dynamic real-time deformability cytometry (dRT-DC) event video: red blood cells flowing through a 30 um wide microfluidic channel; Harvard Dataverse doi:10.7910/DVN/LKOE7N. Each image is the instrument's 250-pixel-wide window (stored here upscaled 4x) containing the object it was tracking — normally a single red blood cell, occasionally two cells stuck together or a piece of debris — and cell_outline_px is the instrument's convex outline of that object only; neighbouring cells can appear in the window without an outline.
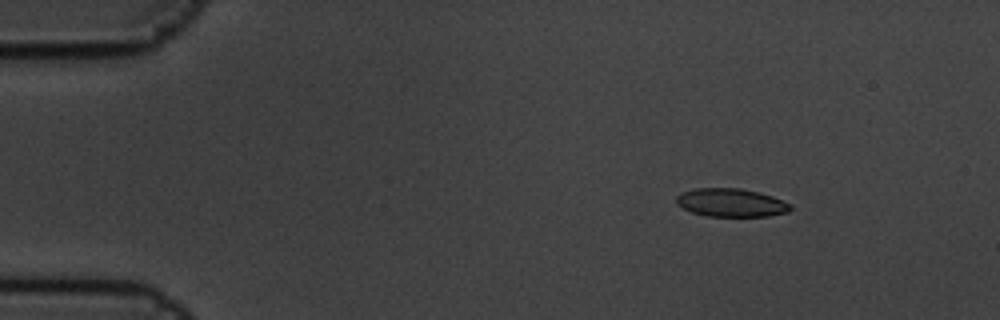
{"species": "common noctule bat (a hibernating species)", "species_latin": "Nyctalus noctula", "temperature_condition": "cold", "stored_images_in_passage": 6, "camera_frame_rate_fps": 3000, "um_per_image_px": 0.085, "animal": {"sex": "male", "body_mass_g": 19.5, "forearm_length_mm": 54.6}, "frame": {"image": 1, "passage_image": 1, "time_ms": 0.0, "image_size_px": [1000, 320], "cell_outline_px": [[792, 208], [788, 212], [768, 216], [708, 216], [692, 212], [676, 204], [676, 196], [684, 192], [696, 188], [740, 188], [760, 192], [772, 196], [792, 204]], "centroid_in_image_um": [62.17, 17.22], "position_along_channel_um": 22.8, "area_um2": 18.79}}
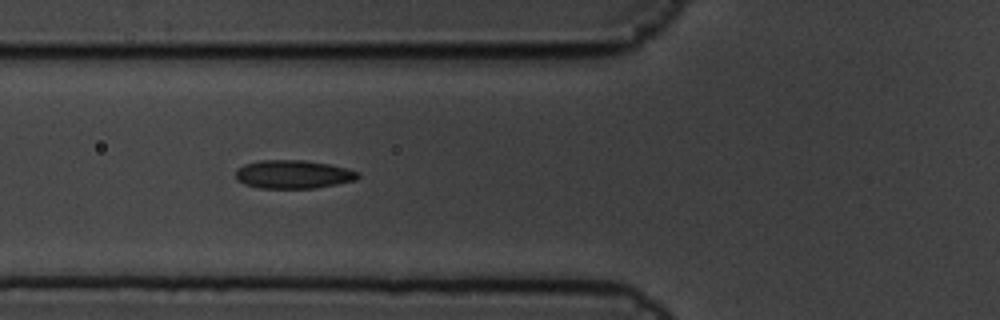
{"frame": {"image": 2, "passage_image": 5, "time_ms": 1.333, "image_size_px": [1000, 320], "cell_outline_px": [[360, 176], [356, 180], [316, 188], [260, 188], [244, 184], [236, 180], [236, 172], [244, 164], [260, 160], [304, 160], [328, 164], [348, 168], [360, 172]], "centroid_in_image_um": [24.95, 14.82], "position_along_channel_um": 100.9, "area_um2": 20.29}}
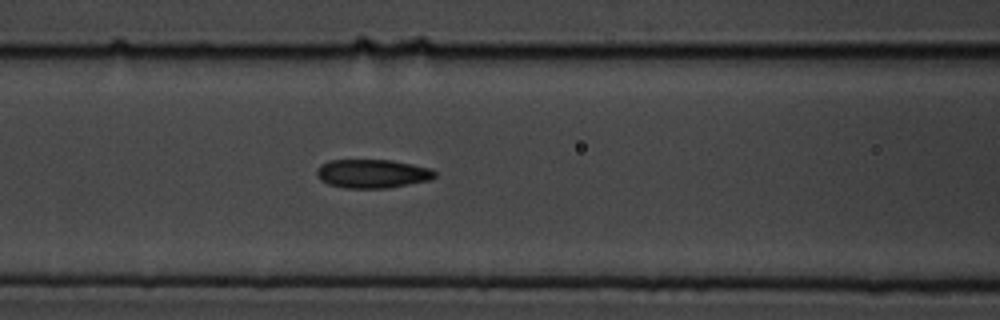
{"frame": {"image": 3, "passage_image": 6, "time_ms": 1.667, "image_size_px": [1000, 320], "cell_outline_px": [[436, 176], [428, 180], [388, 188], [344, 188], [328, 184], [320, 180], [316, 172], [316, 168], [320, 164], [332, 160], [392, 160], [432, 168], [436, 172]], "centroid_in_image_um": [31.63, 14.76], "position_along_channel_um": 135.0, "area_um2": 19.83}}